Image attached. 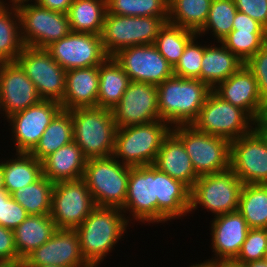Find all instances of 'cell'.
Masks as SVG:
<instances>
[{
  "mask_svg": "<svg viewBox=\"0 0 267 267\" xmlns=\"http://www.w3.org/2000/svg\"><path fill=\"white\" fill-rule=\"evenodd\" d=\"M126 216L121 209L96 206L75 229L81 254L91 267H100V262L125 235L128 224L132 223Z\"/></svg>",
  "mask_w": 267,
  "mask_h": 267,
  "instance_id": "cell-1",
  "label": "cell"
},
{
  "mask_svg": "<svg viewBox=\"0 0 267 267\" xmlns=\"http://www.w3.org/2000/svg\"><path fill=\"white\" fill-rule=\"evenodd\" d=\"M212 89L199 79L172 76L157 85L159 118L171 127L191 125Z\"/></svg>",
  "mask_w": 267,
  "mask_h": 267,
  "instance_id": "cell-2",
  "label": "cell"
},
{
  "mask_svg": "<svg viewBox=\"0 0 267 267\" xmlns=\"http://www.w3.org/2000/svg\"><path fill=\"white\" fill-rule=\"evenodd\" d=\"M73 121V141L87 160L111 156L114 151L115 124L112 110L100 107L70 110Z\"/></svg>",
  "mask_w": 267,
  "mask_h": 267,
  "instance_id": "cell-3",
  "label": "cell"
},
{
  "mask_svg": "<svg viewBox=\"0 0 267 267\" xmlns=\"http://www.w3.org/2000/svg\"><path fill=\"white\" fill-rule=\"evenodd\" d=\"M171 128L163 120L117 128L112 156L131 167L153 165Z\"/></svg>",
  "mask_w": 267,
  "mask_h": 267,
  "instance_id": "cell-4",
  "label": "cell"
},
{
  "mask_svg": "<svg viewBox=\"0 0 267 267\" xmlns=\"http://www.w3.org/2000/svg\"><path fill=\"white\" fill-rule=\"evenodd\" d=\"M130 169L112 155L87 160L82 179L96 206L123 208Z\"/></svg>",
  "mask_w": 267,
  "mask_h": 267,
  "instance_id": "cell-5",
  "label": "cell"
},
{
  "mask_svg": "<svg viewBox=\"0 0 267 267\" xmlns=\"http://www.w3.org/2000/svg\"><path fill=\"white\" fill-rule=\"evenodd\" d=\"M191 125L197 131L229 142L248 135L255 129V121L244 110L223 100L213 90Z\"/></svg>",
  "mask_w": 267,
  "mask_h": 267,
  "instance_id": "cell-6",
  "label": "cell"
},
{
  "mask_svg": "<svg viewBox=\"0 0 267 267\" xmlns=\"http://www.w3.org/2000/svg\"><path fill=\"white\" fill-rule=\"evenodd\" d=\"M165 24L160 17L124 16L106 13L101 40L106 54L115 55L121 49L154 44L159 29Z\"/></svg>",
  "mask_w": 267,
  "mask_h": 267,
  "instance_id": "cell-7",
  "label": "cell"
},
{
  "mask_svg": "<svg viewBox=\"0 0 267 267\" xmlns=\"http://www.w3.org/2000/svg\"><path fill=\"white\" fill-rule=\"evenodd\" d=\"M243 183L229 168L219 173L200 176L190 192V210L204 206L214 217L238 210ZM199 205V206H198Z\"/></svg>",
  "mask_w": 267,
  "mask_h": 267,
  "instance_id": "cell-8",
  "label": "cell"
},
{
  "mask_svg": "<svg viewBox=\"0 0 267 267\" xmlns=\"http://www.w3.org/2000/svg\"><path fill=\"white\" fill-rule=\"evenodd\" d=\"M171 131L182 141L199 176L219 173L230 168L228 140L197 131L192 125L175 126Z\"/></svg>",
  "mask_w": 267,
  "mask_h": 267,
  "instance_id": "cell-9",
  "label": "cell"
},
{
  "mask_svg": "<svg viewBox=\"0 0 267 267\" xmlns=\"http://www.w3.org/2000/svg\"><path fill=\"white\" fill-rule=\"evenodd\" d=\"M16 7L24 46L46 49L71 32L67 13L49 10L34 1Z\"/></svg>",
  "mask_w": 267,
  "mask_h": 267,
  "instance_id": "cell-10",
  "label": "cell"
},
{
  "mask_svg": "<svg viewBox=\"0 0 267 267\" xmlns=\"http://www.w3.org/2000/svg\"><path fill=\"white\" fill-rule=\"evenodd\" d=\"M16 62L35 85L42 100L61 103L65 94L66 70L46 49L24 46Z\"/></svg>",
  "mask_w": 267,
  "mask_h": 267,
  "instance_id": "cell-11",
  "label": "cell"
},
{
  "mask_svg": "<svg viewBox=\"0 0 267 267\" xmlns=\"http://www.w3.org/2000/svg\"><path fill=\"white\" fill-rule=\"evenodd\" d=\"M95 207L82 178L54 184L50 216L57 229L75 230Z\"/></svg>",
  "mask_w": 267,
  "mask_h": 267,
  "instance_id": "cell-12",
  "label": "cell"
},
{
  "mask_svg": "<svg viewBox=\"0 0 267 267\" xmlns=\"http://www.w3.org/2000/svg\"><path fill=\"white\" fill-rule=\"evenodd\" d=\"M157 168L153 165L131 167L123 208L128 221L158 224ZM131 213V215H130ZM130 216L131 217L130 219Z\"/></svg>",
  "mask_w": 267,
  "mask_h": 267,
  "instance_id": "cell-13",
  "label": "cell"
},
{
  "mask_svg": "<svg viewBox=\"0 0 267 267\" xmlns=\"http://www.w3.org/2000/svg\"><path fill=\"white\" fill-rule=\"evenodd\" d=\"M46 50L66 71L99 66L109 57L104 50L101 35L91 33L71 31Z\"/></svg>",
  "mask_w": 267,
  "mask_h": 267,
  "instance_id": "cell-14",
  "label": "cell"
},
{
  "mask_svg": "<svg viewBox=\"0 0 267 267\" xmlns=\"http://www.w3.org/2000/svg\"><path fill=\"white\" fill-rule=\"evenodd\" d=\"M112 57L133 82L159 85L174 76L173 66L153 44L127 47Z\"/></svg>",
  "mask_w": 267,
  "mask_h": 267,
  "instance_id": "cell-15",
  "label": "cell"
},
{
  "mask_svg": "<svg viewBox=\"0 0 267 267\" xmlns=\"http://www.w3.org/2000/svg\"><path fill=\"white\" fill-rule=\"evenodd\" d=\"M230 169L243 184H267V143L255 129L230 142Z\"/></svg>",
  "mask_w": 267,
  "mask_h": 267,
  "instance_id": "cell-16",
  "label": "cell"
},
{
  "mask_svg": "<svg viewBox=\"0 0 267 267\" xmlns=\"http://www.w3.org/2000/svg\"><path fill=\"white\" fill-rule=\"evenodd\" d=\"M62 109L59 102L41 100L36 105L8 117L16 153H30L54 116ZM14 134V135H13Z\"/></svg>",
  "mask_w": 267,
  "mask_h": 267,
  "instance_id": "cell-17",
  "label": "cell"
},
{
  "mask_svg": "<svg viewBox=\"0 0 267 267\" xmlns=\"http://www.w3.org/2000/svg\"><path fill=\"white\" fill-rule=\"evenodd\" d=\"M112 114L117 128L160 120L157 85L131 81Z\"/></svg>",
  "mask_w": 267,
  "mask_h": 267,
  "instance_id": "cell-18",
  "label": "cell"
},
{
  "mask_svg": "<svg viewBox=\"0 0 267 267\" xmlns=\"http://www.w3.org/2000/svg\"><path fill=\"white\" fill-rule=\"evenodd\" d=\"M43 265L91 267L81 254L77 232L69 229H57L46 243L22 260L20 267Z\"/></svg>",
  "mask_w": 267,
  "mask_h": 267,
  "instance_id": "cell-19",
  "label": "cell"
},
{
  "mask_svg": "<svg viewBox=\"0 0 267 267\" xmlns=\"http://www.w3.org/2000/svg\"><path fill=\"white\" fill-rule=\"evenodd\" d=\"M42 99L35 85L17 62L0 63V114L6 119Z\"/></svg>",
  "mask_w": 267,
  "mask_h": 267,
  "instance_id": "cell-20",
  "label": "cell"
},
{
  "mask_svg": "<svg viewBox=\"0 0 267 267\" xmlns=\"http://www.w3.org/2000/svg\"><path fill=\"white\" fill-rule=\"evenodd\" d=\"M213 91L223 100L244 110L255 122L266 115L267 104L260 96L255 76L245 64Z\"/></svg>",
  "mask_w": 267,
  "mask_h": 267,
  "instance_id": "cell-21",
  "label": "cell"
},
{
  "mask_svg": "<svg viewBox=\"0 0 267 267\" xmlns=\"http://www.w3.org/2000/svg\"><path fill=\"white\" fill-rule=\"evenodd\" d=\"M210 223L211 248L214 256L207 261L217 263L235 260L250 229L242 214L238 210L221 214L215 216Z\"/></svg>",
  "mask_w": 267,
  "mask_h": 267,
  "instance_id": "cell-22",
  "label": "cell"
},
{
  "mask_svg": "<svg viewBox=\"0 0 267 267\" xmlns=\"http://www.w3.org/2000/svg\"><path fill=\"white\" fill-rule=\"evenodd\" d=\"M153 166L171 178L181 181L190 190L200 177L195 172L182 141L172 131L163 139Z\"/></svg>",
  "mask_w": 267,
  "mask_h": 267,
  "instance_id": "cell-23",
  "label": "cell"
},
{
  "mask_svg": "<svg viewBox=\"0 0 267 267\" xmlns=\"http://www.w3.org/2000/svg\"><path fill=\"white\" fill-rule=\"evenodd\" d=\"M99 66L71 69L66 72L62 109L97 107Z\"/></svg>",
  "mask_w": 267,
  "mask_h": 267,
  "instance_id": "cell-24",
  "label": "cell"
},
{
  "mask_svg": "<svg viewBox=\"0 0 267 267\" xmlns=\"http://www.w3.org/2000/svg\"><path fill=\"white\" fill-rule=\"evenodd\" d=\"M191 190L181 181L157 169L158 224L190 213Z\"/></svg>",
  "mask_w": 267,
  "mask_h": 267,
  "instance_id": "cell-25",
  "label": "cell"
},
{
  "mask_svg": "<svg viewBox=\"0 0 267 267\" xmlns=\"http://www.w3.org/2000/svg\"><path fill=\"white\" fill-rule=\"evenodd\" d=\"M87 159L80 147L72 141L42 161L43 175L52 182L83 178Z\"/></svg>",
  "mask_w": 267,
  "mask_h": 267,
  "instance_id": "cell-26",
  "label": "cell"
},
{
  "mask_svg": "<svg viewBox=\"0 0 267 267\" xmlns=\"http://www.w3.org/2000/svg\"><path fill=\"white\" fill-rule=\"evenodd\" d=\"M220 44L217 46L203 44L201 81L205 82L212 90L245 64L221 42Z\"/></svg>",
  "mask_w": 267,
  "mask_h": 267,
  "instance_id": "cell-27",
  "label": "cell"
},
{
  "mask_svg": "<svg viewBox=\"0 0 267 267\" xmlns=\"http://www.w3.org/2000/svg\"><path fill=\"white\" fill-rule=\"evenodd\" d=\"M56 230L50 214L29 215L17 226L13 232L18 254V267L27 255L46 243Z\"/></svg>",
  "mask_w": 267,
  "mask_h": 267,
  "instance_id": "cell-28",
  "label": "cell"
},
{
  "mask_svg": "<svg viewBox=\"0 0 267 267\" xmlns=\"http://www.w3.org/2000/svg\"><path fill=\"white\" fill-rule=\"evenodd\" d=\"M130 82V78L116 60L108 57L99 65L97 107L113 110Z\"/></svg>",
  "mask_w": 267,
  "mask_h": 267,
  "instance_id": "cell-29",
  "label": "cell"
},
{
  "mask_svg": "<svg viewBox=\"0 0 267 267\" xmlns=\"http://www.w3.org/2000/svg\"><path fill=\"white\" fill-rule=\"evenodd\" d=\"M73 121L70 110L61 109L43 132L38 144L30 152L42 162L47 156L73 141Z\"/></svg>",
  "mask_w": 267,
  "mask_h": 267,
  "instance_id": "cell-30",
  "label": "cell"
},
{
  "mask_svg": "<svg viewBox=\"0 0 267 267\" xmlns=\"http://www.w3.org/2000/svg\"><path fill=\"white\" fill-rule=\"evenodd\" d=\"M15 155L6 162L0 161L5 190L10 195L17 189L37 181L43 175L42 162L30 153H16Z\"/></svg>",
  "mask_w": 267,
  "mask_h": 267,
  "instance_id": "cell-31",
  "label": "cell"
},
{
  "mask_svg": "<svg viewBox=\"0 0 267 267\" xmlns=\"http://www.w3.org/2000/svg\"><path fill=\"white\" fill-rule=\"evenodd\" d=\"M106 13V0H73L67 13L71 31L101 35Z\"/></svg>",
  "mask_w": 267,
  "mask_h": 267,
  "instance_id": "cell-32",
  "label": "cell"
},
{
  "mask_svg": "<svg viewBox=\"0 0 267 267\" xmlns=\"http://www.w3.org/2000/svg\"><path fill=\"white\" fill-rule=\"evenodd\" d=\"M212 0H169L168 22L198 33L205 25Z\"/></svg>",
  "mask_w": 267,
  "mask_h": 267,
  "instance_id": "cell-33",
  "label": "cell"
},
{
  "mask_svg": "<svg viewBox=\"0 0 267 267\" xmlns=\"http://www.w3.org/2000/svg\"><path fill=\"white\" fill-rule=\"evenodd\" d=\"M238 211L249 228L267 229V184H243Z\"/></svg>",
  "mask_w": 267,
  "mask_h": 267,
  "instance_id": "cell-34",
  "label": "cell"
},
{
  "mask_svg": "<svg viewBox=\"0 0 267 267\" xmlns=\"http://www.w3.org/2000/svg\"><path fill=\"white\" fill-rule=\"evenodd\" d=\"M54 182L42 175L37 181L17 189L11 197L29 215H48L51 212Z\"/></svg>",
  "mask_w": 267,
  "mask_h": 267,
  "instance_id": "cell-35",
  "label": "cell"
},
{
  "mask_svg": "<svg viewBox=\"0 0 267 267\" xmlns=\"http://www.w3.org/2000/svg\"><path fill=\"white\" fill-rule=\"evenodd\" d=\"M23 48L17 7L8 6L0 13V63L16 62Z\"/></svg>",
  "mask_w": 267,
  "mask_h": 267,
  "instance_id": "cell-36",
  "label": "cell"
},
{
  "mask_svg": "<svg viewBox=\"0 0 267 267\" xmlns=\"http://www.w3.org/2000/svg\"><path fill=\"white\" fill-rule=\"evenodd\" d=\"M197 33L192 30L166 22L158 31L154 46L173 67L182 56L187 44Z\"/></svg>",
  "mask_w": 267,
  "mask_h": 267,
  "instance_id": "cell-37",
  "label": "cell"
},
{
  "mask_svg": "<svg viewBox=\"0 0 267 267\" xmlns=\"http://www.w3.org/2000/svg\"><path fill=\"white\" fill-rule=\"evenodd\" d=\"M236 13L234 0H212L208 19L197 35L202 37V34L204 36L211 31L212 36L217 39L216 42L220 43L233 30Z\"/></svg>",
  "mask_w": 267,
  "mask_h": 267,
  "instance_id": "cell-38",
  "label": "cell"
},
{
  "mask_svg": "<svg viewBox=\"0 0 267 267\" xmlns=\"http://www.w3.org/2000/svg\"><path fill=\"white\" fill-rule=\"evenodd\" d=\"M169 0H106L107 13L124 16L160 17L168 22Z\"/></svg>",
  "mask_w": 267,
  "mask_h": 267,
  "instance_id": "cell-39",
  "label": "cell"
},
{
  "mask_svg": "<svg viewBox=\"0 0 267 267\" xmlns=\"http://www.w3.org/2000/svg\"><path fill=\"white\" fill-rule=\"evenodd\" d=\"M267 42V31L232 30L221 43L246 63Z\"/></svg>",
  "mask_w": 267,
  "mask_h": 267,
  "instance_id": "cell-40",
  "label": "cell"
},
{
  "mask_svg": "<svg viewBox=\"0 0 267 267\" xmlns=\"http://www.w3.org/2000/svg\"><path fill=\"white\" fill-rule=\"evenodd\" d=\"M198 35L185 47L182 56L173 67L174 76L201 80V62L204 56V46L200 44ZM196 41V42H195Z\"/></svg>",
  "mask_w": 267,
  "mask_h": 267,
  "instance_id": "cell-41",
  "label": "cell"
},
{
  "mask_svg": "<svg viewBox=\"0 0 267 267\" xmlns=\"http://www.w3.org/2000/svg\"><path fill=\"white\" fill-rule=\"evenodd\" d=\"M267 253V229L250 228L235 261L245 264L263 260Z\"/></svg>",
  "mask_w": 267,
  "mask_h": 267,
  "instance_id": "cell-42",
  "label": "cell"
},
{
  "mask_svg": "<svg viewBox=\"0 0 267 267\" xmlns=\"http://www.w3.org/2000/svg\"><path fill=\"white\" fill-rule=\"evenodd\" d=\"M245 65L255 76L260 96L267 104V42Z\"/></svg>",
  "mask_w": 267,
  "mask_h": 267,
  "instance_id": "cell-43",
  "label": "cell"
},
{
  "mask_svg": "<svg viewBox=\"0 0 267 267\" xmlns=\"http://www.w3.org/2000/svg\"><path fill=\"white\" fill-rule=\"evenodd\" d=\"M237 11L247 14L267 29V0H234Z\"/></svg>",
  "mask_w": 267,
  "mask_h": 267,
  "instance_id": "cell-44",
  "label": "cell"
},
{
  "mask_svg": "<svg viewBox=\"0 0 267 267\" xmlns=\"http://www.w3.org/2000/svg\"><path fill=\"white\" fill-rule=\"evenodd\" d=\"M0 263L18 266V254L13 230L0 225Z\"/></svg>",
  "mask_w": 267,
  "mask_h": 267,
  "instance_id": "cell-45",
  "label": "cell"
},
{
  "mask_svg": "<svg viewBox=\"0 0 267 267\" xmlns=\"http://www.w3.org/2000/svg\"><path fill=\"white\" fill-rule=\"evenodd\" d=\"M29 214L12 197L4 202L3 227L14 230L19 226Z\"/></svg>",
  "mask_w": 267,
  "mask_h": 267,
  "instance_id": "cell-46",
  "label": "cell"
},
{
  "mask_svg": "<svg viewBox=\"0 0 267 267\" xmlns=\"http://www.w3.org/2000/svg\"><path fill=\"white\" fill-rule=\"evenodd\" d=\"M233 30L238 31H267L258 21L252 19L247 14L237 11L233 20Z\"/></svg>",
  "mask_w": 267,
  "mask_h": 267,
  "instance_id": "cell-47",
  "label": "cell"
},
{
  "mask_svg": "<svg viewBox=\"0 0 267 267\" xmlns=\"http://www.w3.org/2000/svg\"><path fill=\"white\" fill-rule=\"evenodd\" d=\"M73 0H35L38 5L49 10L68 13Z\"/></svg>",
  "mask_w": 267,
  "mask_h": 267,
  "instance_id": "cell-48",
  "label": "cell"
},
{
  "mask_svg": "<svg viewBox=\"0 0 267 267\" xmlns=\"http://www.w3.org/2000/svg\"><path fill=\"white\" fill-rule=\"evenodd\" d=\"M255 130L263 137L267 143V118L264 116L255 122Z\"/></svg>",
  "mask_w": 267,
  "mask_h": 267,
  "instance_id": "cell-49",
  "label": "cell"
},
{
  "mask_svg": "<svg viewBox=\"0 0 267 267\" xmlns=\"http://www.w3.org/2000/svg\"><path fill=\"white\" fill-rule=\"evenodd\" d=\"M11 195L6 190H0V225L3 226V211L4 202H6Z\"/></svg>",
  "mask_w": 267,
  "mask_h": 267,
  "instance_id": "cell-50",
  "label": "cell"
},
{
  "mask_svg": "<svg viewBox=\"0 0 267 267\" xmlns=\"http://www.w3.org/2000/svg\"><path fill=\"white\" fill-rule=\"evenodd\" d=\"M217 267H246L245 264L239 263L235 260H224L217 262Z\"/></svg>",
  "mask_w": 267,
  "mask_h": 267,
  "instance_id": "cell-51",
  "label": "cell"
},
{
  "mask_svg": "<svg viewBox=\"0 0 267 267\" xmlns=\"http://www.w3.org/2000/svg\"><path fill=\"white\" fill-rule=\"evenodd\" d=\"M246 267H267V262L263 260H256V261H251L248 263H245Z\"/></svg>",
  "mask_w": 267,
  "mask_h": 267,
  "instance_id": "cell-52",
  "label": "cell"
},
{
  "mask_svg": "<svg viewBox=\"0 0 267 267\" xmlns=\"http://www.w3.org/2000/svg\"><path fill=\"white\" fill-rule=\"evenodd\" d=\"M189 267H217V263L205 260L200 264L196 263V264H192L191 266L189 265Z\"/></svg>",
  "mask_w": 267,
  "mask_h": 267,
  "instance_id": "cell-53",
  "label": "cell"
},
{
  "mask_svg": "<svg viewBox=\"0 0 267 267\" xmlns=\"http://www.w3.org/2000/svg\"><path fill=\"white\" fill-rule=\"evenodd\" d=\"M33 2L35 0H10L8 2V6H18L19 4L25 3V2ZM11 3V4H10Z\"/></svg>",
  "mask_w": 267,
  "mask_h": 267,
  "instance_id": "cell-54",
  "label": "cell"
},
{
  "mask_svg": "<svg viewBox=\"0 0 267 267\" xmlns=\"http://www.w3.org/2000/svg\"><path fill=\"white\" fill-rule=\"evenodd\" d=\"M0 190H5L4 176L2 171V165L0 164Z\"/></svg>",
  "mask_w": 267,
  "mask_h": 267,
  "instance_id": "cell-55",
  "label": "cell"
},
{
  "mask_svg": "<svg viewBox=\"0 0 267 267\" xmlns=\"http://www.w3.org/2000/svg\"><path fill=\"white\" fill-rule=\"evenodd\" d=\"M8 7L6 0H0V13L3 12Z\"/></svg>",
  "mask_w": 267,
  "mask_h": 267,
  "instance_id": "cell-56",
  "label": "cell"
},
{
  "mask_svg": "<svg viewBox=\"0 0 267 267\" xmlns=\"http://www.w3.org/2000/svg\"><path fill=\"white\" fill-rule=\"evenodd\" d=\"M0 267H18V266L11 265V264H8V263H0Z\"/></svg>",
  "mask_w": 267,
  "mask_h": 267,
  "instance_id": "cell-57",
  "label": "cell"
},
{
  "mask_svg": "<svg viewBox=\"0 0 267 267\" xmlns=\"http://www.w3.org/2000/svg\"><path fill=\"white\" fill-rule=\"evenodd\" d=\"M35 267H58V266H53V265H43V266H35Z\"/></svg>",
  "mask_w": 267,
  "mask_h": 267,
  "instance_id": "cell-58",
  "label": "cell"
},
{
  "mask_svg": "<svg viewBox=\"0 0 267 267\" xmlns=\"http://www.w3.org/2000/svg\"><path fill=\"white\" fill-rule=\"evenodd\" d=\"M264 260L267 262V253L265 254V258H264Z\"/></svg>",
  "mask_w": 267,
  "mask_h": 267,
  "instance_id": "cell-59",
  "label": "cell"
}]
</instances>
